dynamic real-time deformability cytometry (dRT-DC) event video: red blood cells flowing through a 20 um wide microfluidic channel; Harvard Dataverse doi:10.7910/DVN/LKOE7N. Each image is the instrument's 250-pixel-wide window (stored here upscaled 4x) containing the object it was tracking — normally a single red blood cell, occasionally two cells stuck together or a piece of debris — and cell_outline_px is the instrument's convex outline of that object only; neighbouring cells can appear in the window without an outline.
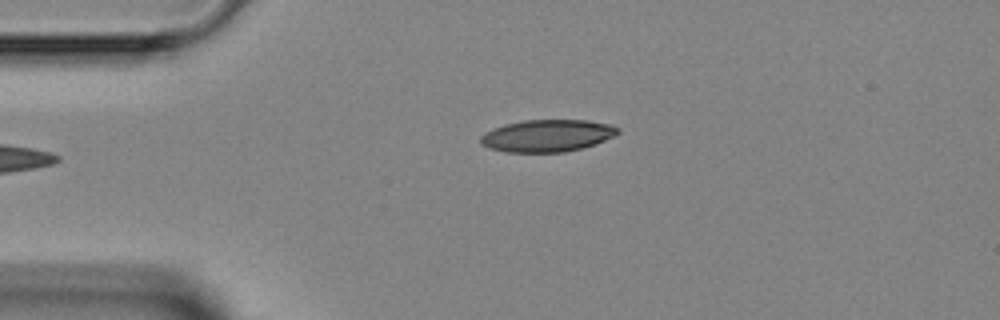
{"species": "Egyptian fruit bat (a non-hibernating species)", "species_latin": "Rousettus aegyptiacus", "temperature_condition": "room temperature", "stored_images_in_passage": 2, "camera_frame_rate_fps": 3000, "um_per_image_px": 0.085, "animal": {"sex": "female"}, "frame": {"image": 1, "passage_image": 2, "time_ms": 1.333, "image_size_px": [1000, 320], "cell_outline_px": [[620, 132], [616, 136], [580, 148], [564, 152], [504, 152], [488, 148], [480, 144], [480, 136], [484, 132], [504, 124], [524, 120], [588, 120], [612, 124], [620, 128]], "centroid_in_image_um": [46.5, 11.52], "position_along_channel_um": 38.5, "area_um2": 25.89}}